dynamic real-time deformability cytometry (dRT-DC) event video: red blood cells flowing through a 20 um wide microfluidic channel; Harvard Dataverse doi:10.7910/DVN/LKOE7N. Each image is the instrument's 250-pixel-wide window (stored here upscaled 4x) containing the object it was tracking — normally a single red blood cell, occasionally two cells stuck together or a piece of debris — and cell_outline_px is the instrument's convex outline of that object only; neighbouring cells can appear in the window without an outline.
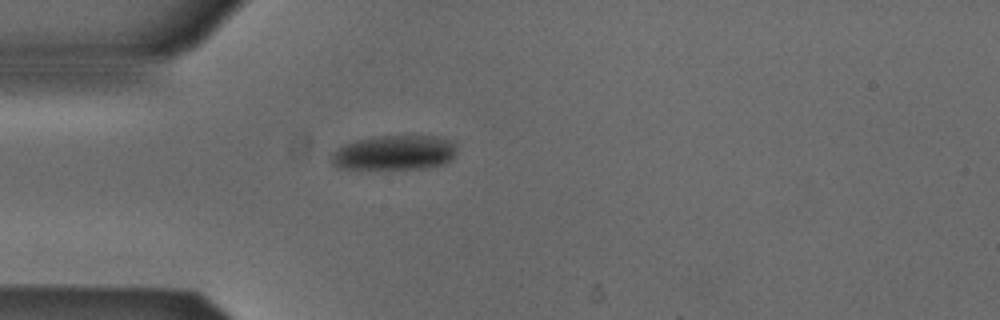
{"species": "Egyptian fruit bat (a non-hibernating species)", "species_latin": "Rousettus aegyptiacus", "temperature_condition": "cold", "stored_images_in_passage": 1, "camera_frame_rate_fps": 3000, "um_per_image_px": 0.085, "animal": {"sex": "male"}, "frame": {"image": 1, "passage_image": 1, "time_ms": 0.0, "image_size_px": [1000, 320], "cell_outline_px": [[456, 156], [452, 160], [444, 164], [424, 168], [336, 168], [332, 164], [332, 156], [344, 144], [356, 140], [380, 136], [444, 136], [452, 140], [456, 144]], "centroid_in_image_um": [33.63, 12.97], "position_along_channel_um": 51.4, "area_um2": 25.32}}